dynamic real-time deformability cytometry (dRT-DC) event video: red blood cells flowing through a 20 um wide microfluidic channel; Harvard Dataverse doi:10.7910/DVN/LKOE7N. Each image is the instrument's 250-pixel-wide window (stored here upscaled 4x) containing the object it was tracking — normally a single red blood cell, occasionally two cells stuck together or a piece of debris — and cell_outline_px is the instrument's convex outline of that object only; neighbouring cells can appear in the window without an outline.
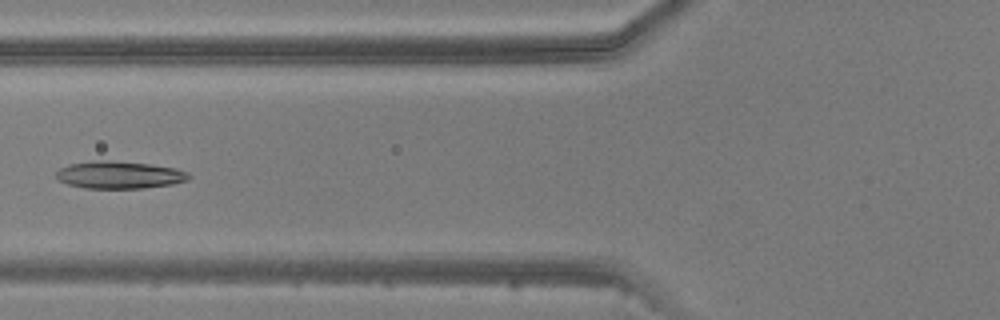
{"species": "common noctule bat (a hibernating species)", "species_latin": "Nyctalus noctula", "temperature_condition": "warm", "stored_images_in_passage": 4, "camera_frame_rate_fps": 3000, "um_per_image_px": 0.085, "animal": {"sex": "male", "body_mass_g": 20.5, "forearm_length_mm": 52.5}, "frame": {"image": 1, "passage_image": 4, "time_ms": 4.667, "image_size_px": [1000, 320], "cell_outline_px": [[192, 176], [188, 180], [172, 184], [144, 188], [84, 188], [68, 184], [60, 180], [56, 176], [56, 172], [60, 168], [68, 164], [92, 160], [108, 160], [148, 164], [176, 168], [188, 172]], "centroid_in_image_um": [10.15, 14.86], "position_along_channel_um": 115.6, "area_um2": 21.21}}